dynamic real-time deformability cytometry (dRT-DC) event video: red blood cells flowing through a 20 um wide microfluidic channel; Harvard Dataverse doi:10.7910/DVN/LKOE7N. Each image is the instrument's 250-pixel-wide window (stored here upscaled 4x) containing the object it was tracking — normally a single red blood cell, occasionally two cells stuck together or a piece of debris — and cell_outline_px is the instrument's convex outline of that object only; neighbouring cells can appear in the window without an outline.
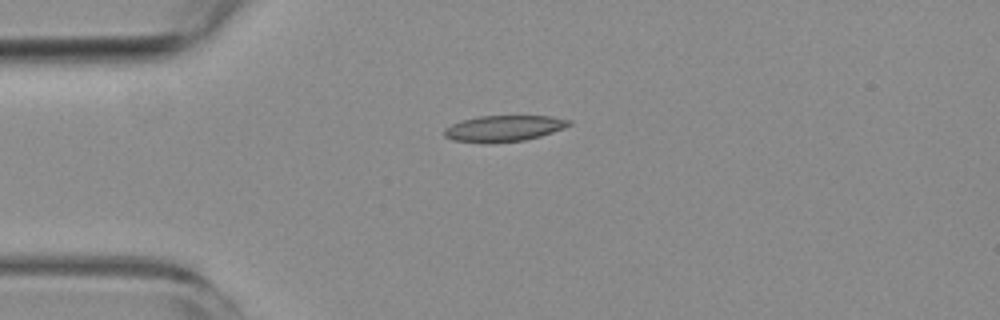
{"species": "common noctule bat (a hibernating species)", "species_latin": "Nyctalus noctula", "temperature_condition": "room temperature", "stored_images_in_passage": 7, "camera_frame_rate_fps": 3000, "um_per_image_px": 0.085, "animal": {"sex": "female", "body_mass_g": 19.3, "forearm_length_mm": 54.1}, "frame": {"image": 1, "passage_image": 2, "time_ms": 1.333, "image_size_px": [1000, 320], "cell_outline_px": [[572, 124], [564, 128], [540, 136], [524, 140], [488, 144], [452, 140], [444, 136], [444, 128], [452, 124], [464, 120], [480, 116], [552, 116], [572, 120]], "centroid_in_image_um": [42.83, 10.92], "position_along_channel_um": 42.2, "area_um2": 19.07}}
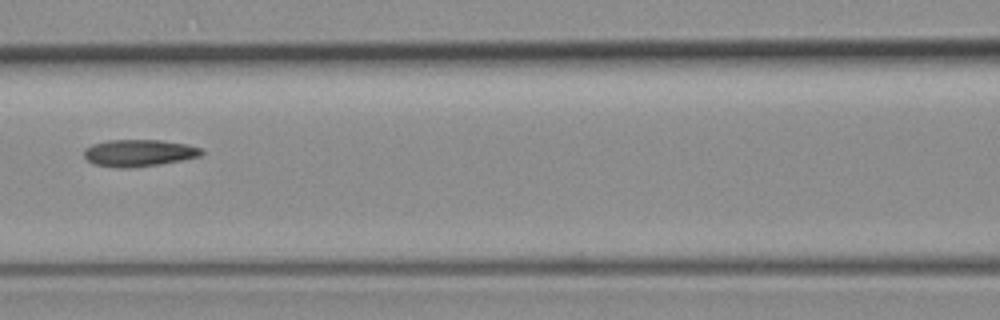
{"frame": {"image": 2, "passage_image": 5, "time_ms": 5.0, "image_size_px": [1000, 320], "cell_outline_px": [[204, 152], [200, 156], [160, 164], [132, 168], [116, 168], [92, 164], [84, 156], [84, 148], [92, 144], [108, 140], [160, 140], [188, 144], [200, 148]], "centroid_in_image_um": [11.77, 13.0], "position_along_channel_um": 154.8, "area_um2": 18.55}}
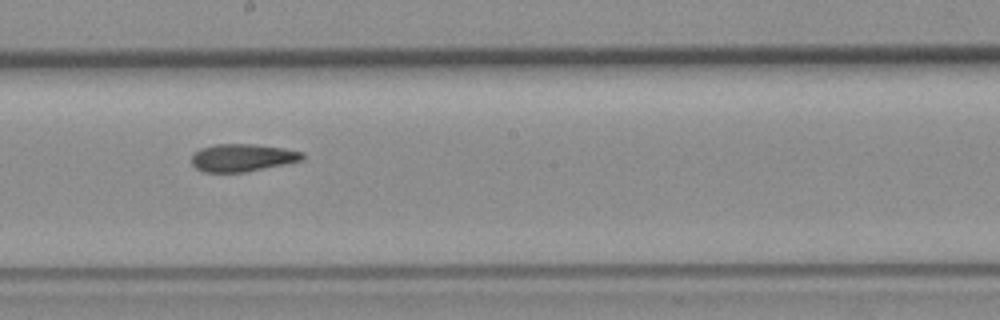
{"frame": {"image": 3, "passage_image": 7, "time_ms": 7.0, "image_size_px": [1000, 320], "cell_outline_px": [[304, 160], [244, 172], [204, 172], [196, 168], [192, 164], [192, 156], [200, 148], [216, 144], [256, 144], [284, 148], [304, 152]], "centroid_in_image_um": [20.62, 13.39], "position_along_channel_um": 227.6, "area_um2": 17.8}}